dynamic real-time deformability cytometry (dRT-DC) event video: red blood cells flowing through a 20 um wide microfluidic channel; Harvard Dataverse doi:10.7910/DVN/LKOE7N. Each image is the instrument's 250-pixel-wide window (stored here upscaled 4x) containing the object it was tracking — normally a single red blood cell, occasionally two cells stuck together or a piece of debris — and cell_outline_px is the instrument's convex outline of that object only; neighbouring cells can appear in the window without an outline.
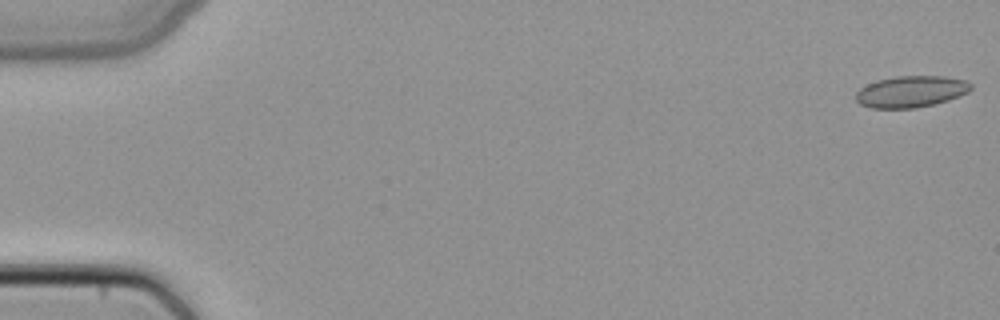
{"species": "common noctule bat (a hibernating species)", "species_latin": "Nyctalus noctula", "temperature_condition": "cold", "stored_images_in_passage": 4, "camera_frame_rate_fps": 3000, "um_per_image_px": 0.085, "animal": {"sex": "female", "body_mass_g": 22.7, "forearm_length_mm": 54.2}, "frame": {"image": 1, "passage_image": 1, "time_ms": 0.0, "image_size_px": [1000, 320], "cell_outline_px": [[972, 88], [968, 92], [960, 96], [948, 100], [916, 108], [872, 108], [860, 104], [856, 100], [856, 92], [860, 88], [876, 80], [896, 76], [944, 76], [964, 80], [972, 84]], "centroid_in_image_um": [77.43, 7.78], "position_along_channel_um": 7.6, "area_um2": 21.1}}
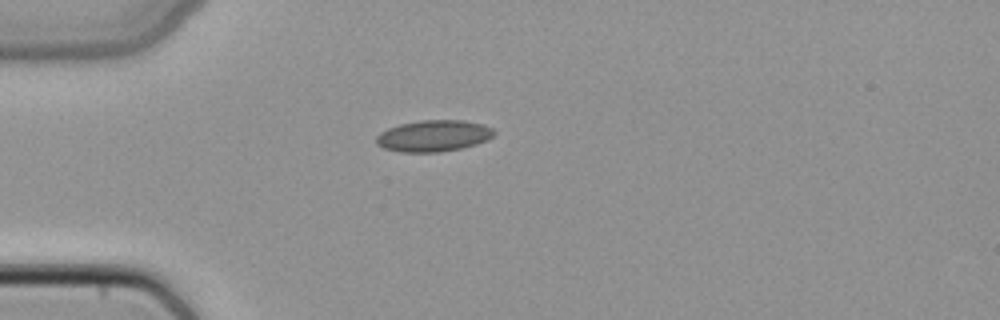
{"frame": {"image": 2, "passage_image": 4, "time_ms": 1.0, "image_size_px": [1000, 320], "cell_outline_px": [[496, 132], [488, 140], [476, 144], [460, 148], [440, 152], [400, 152], [384, 148], [376, 144], [376, 136], [380, 132], [388, 128], [400, 124], [420, 120], [464, 120], [484, 124], [492, 128]], "centroid_in_image_um": [36.85, 11.54], "position_along_channel_um": 48.1, "area_um2": 21.68}}